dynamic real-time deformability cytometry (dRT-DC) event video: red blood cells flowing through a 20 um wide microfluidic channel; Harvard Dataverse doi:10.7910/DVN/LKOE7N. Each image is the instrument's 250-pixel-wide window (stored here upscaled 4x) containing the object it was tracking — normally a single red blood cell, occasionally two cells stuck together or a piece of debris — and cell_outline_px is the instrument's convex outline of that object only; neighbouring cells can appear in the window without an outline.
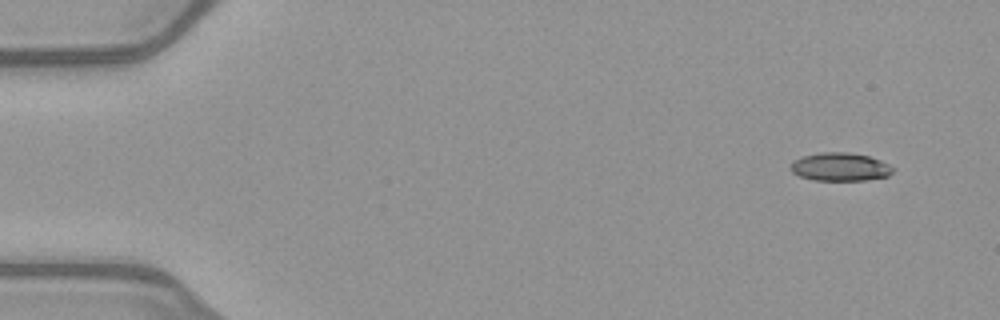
{"species": "common noctule bat (a hibernating species)", "species_latin": "Nyctalus noctula", "temperature_condition": "warm", "stored_images_in_passage": 49, "camera_frame_rate_fps": 3000, "um_per_image_px": 0.085, "animal": {"sex": "female", "body_mass_g": 21.9}, "frame": {"image": 1, "passage_image": 1, "time_ms": 0.0, "image_size_px": [1000, 320], "cell_outline_px": [[896, 168], [888, 176], [864, 180], [812, 180], [800, 176], [792, 172], [788, 168], [792, 160], [804, 156], [820, 152], [844, 152], [868, 156], [880, 160]], "centroid_in_image_um": [71.38, 14.18], "position_along_channel_um": 13.6, "area_um2": 16.88}}
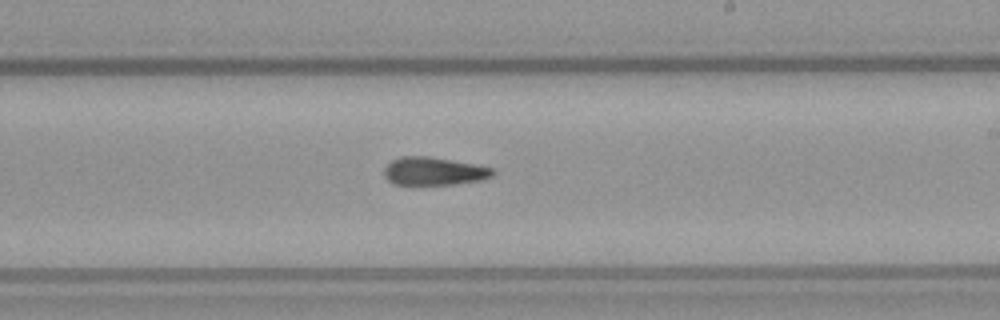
{"frame": {"image": 2, "passage_image": 28, "time_ms": 9.0, "image_size_px": [1000, 320], "cell_outline_px": [[496, 172], [492, 176], [480, 180], [452, 184], [392, 184], [384, 176], [384, 168], [392, 160], [400, 156], [428, 156], [476, 164], [492, 168]], "centroid_in_image_um": [36.86, 14.54], "position_along_channel_um": 252.1, "area_um2": 17.69}}
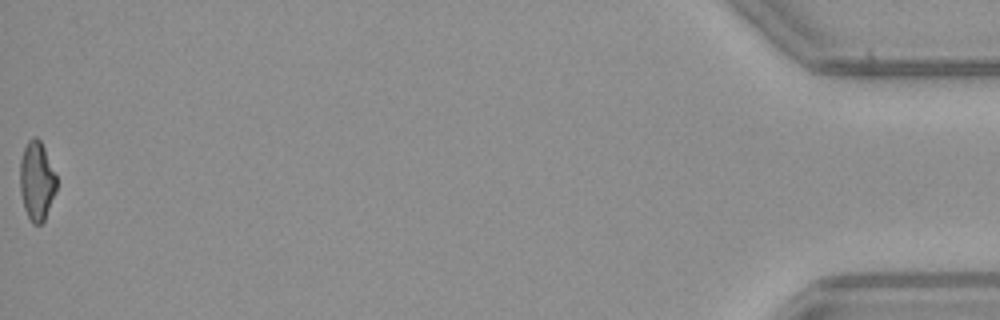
{"frame": {"image": 3, "passage_image": 49, "time_ms": 16.0, "image_size_px": [1000, 320], "cell_outline_px": [[56, 192], [44, 220], [40, 224], [32, 224], [24, 208], [20, 192], [20, 160], [24, 148], [28, 140], [32, 136], [36, 136], [40, 140], [44, 148], [56, 176]], "centroid_in_image_um": [3.11, 15.37], "position_along_channel_um": 432.1, "area_um2": 16.76}, "authors_computed_cell_mechanics": {"area_um2": 17.918, "velocity_mm_per_s": 4.0419, "shape_relaxation_time_tau1_ms": null, "shape_relaxation_time_tau2_ms": 5.8197, "deformation_change_tau1": null, "deformation_change_tau2": 0.1739}}